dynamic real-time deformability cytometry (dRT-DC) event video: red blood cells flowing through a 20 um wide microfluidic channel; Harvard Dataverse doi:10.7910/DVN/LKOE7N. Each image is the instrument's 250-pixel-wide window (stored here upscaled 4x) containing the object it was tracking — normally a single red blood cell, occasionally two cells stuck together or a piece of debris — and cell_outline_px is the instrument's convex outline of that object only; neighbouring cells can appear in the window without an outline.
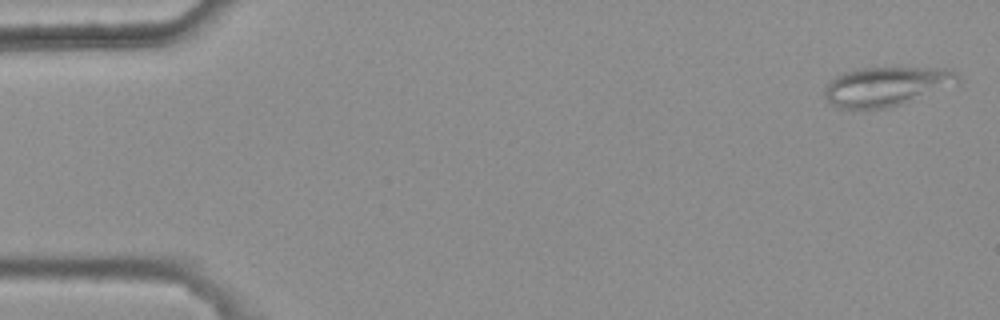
{"species": "common noctule bat (a hibernating species)", "species_latin": "Nyctalus noctula", "temperature_condition": "warm", "stored_images_in_passage": 5, "camera_frame_rate_fps": 3000, "um_per_image_px": 0.085, "animal": {"sex": "female", "body_mass_g": 25.1}, "frame": {"image": 1, "passage_image": 1, "time_ms": 0.0, "image_size_px": [1000, 320], "cell_outline_px": [[960, 80], [956, 84], [900, 104], [888, 108], [836, 108], [824, 96], [824, 84], [828, 80], [844, 72], [860, 68], [948, 68], [956, 72], [960, 76]], "centroid_in_image_um": [75.29, 7.33], "position_along_channel_um": 9.7, "area_um2": 30.35}}